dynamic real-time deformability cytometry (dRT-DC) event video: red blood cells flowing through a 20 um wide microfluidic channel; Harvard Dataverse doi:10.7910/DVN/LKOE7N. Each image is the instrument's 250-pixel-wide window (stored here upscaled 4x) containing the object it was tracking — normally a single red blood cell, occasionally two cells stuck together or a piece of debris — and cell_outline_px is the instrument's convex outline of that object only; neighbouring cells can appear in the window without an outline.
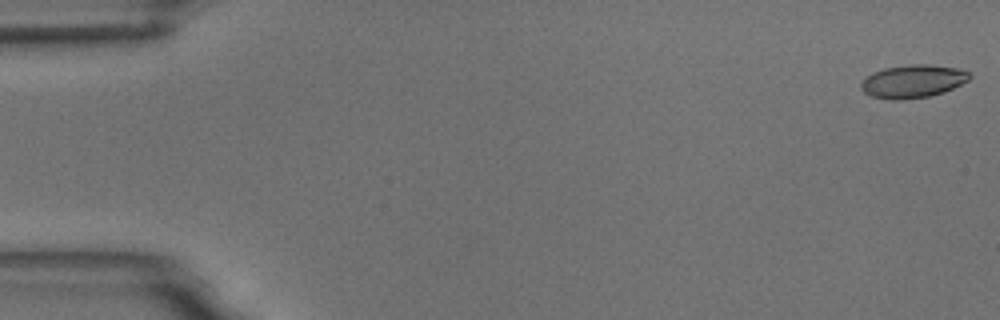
{"species": "common noctule bat (a hibernating species)", "species_latin": "Nyctalus noctula", "temperature_condition": "room temperature", "stored_images_in_passage": 55, "camera_frame_rate_fps": 3000, "um_per_image_px": 0.085, "animal": {"sex": "male", "body_mass_g": 18.8}, "frame": {"image": 1, "passage_image": 1, "time_ms": 0.0, "image_size_px": [1000, 320], "cell_outline_px": [[972, 76], [968, 80], [944, 92], [928, 96], [900, 100], [892, 100], [872, 96], [864, 92], [860, 88], [860, 84], [872, 72], [884, 68], [908, 64], [928, 64], [956, 68], [968, 72]], "centroid_in_image_um": [77.57, 6.9], "position_along_channel_um": 7.4, "area_um2": 20.75}}
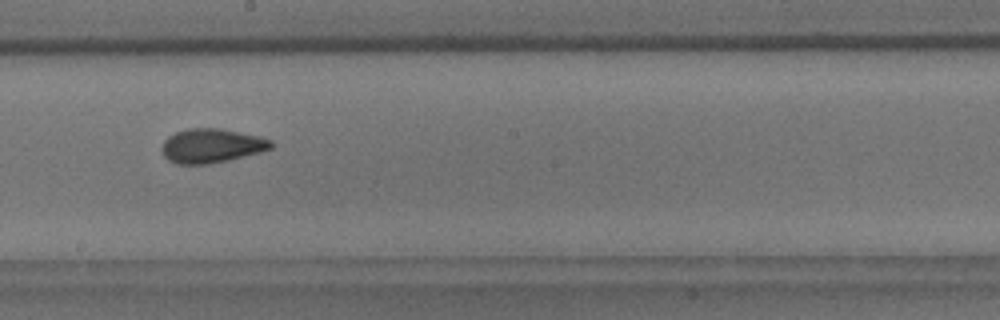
{"frame": {"image": 2, "passage_image": 31, "time_ms": 10.0, "image_size_px": [1000, 320], "cell_outline_px": [[272, 148], [260, 152], [228, 160], [208, 164], [176, 164], [168, 160], [164, 156], [164, 140], [168, 136], [176, 132], [188, 128], [220, 128], [260, 136], [272, 140]], "centroid_in_image_um": [18.0, 12.38], "position_along_channel_um": 230.2, "area_um2": 21.62}}
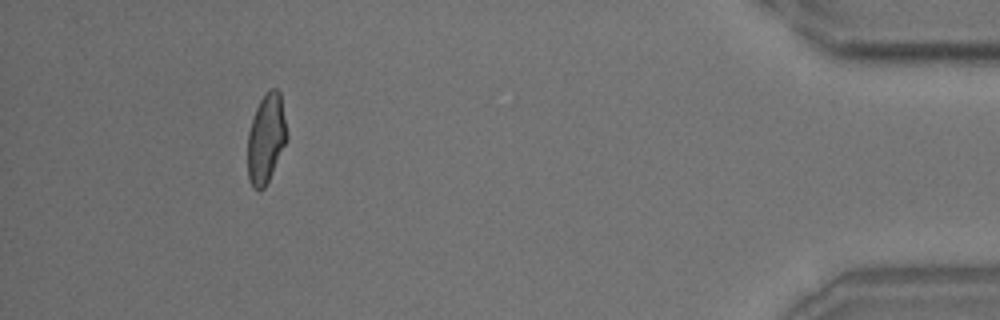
{"frame": {"image": 3, "passage_image": 51, "time_ms": 16.667, "image_size_px": [1000, 320], "cell_outline_px": [[288, 140], [264, 188], [260, 192], [252, 188], [248, 176], [248, 132], [256, 108], [260, 100], [268, 88], [276, 88], [280, 92], [288, 136]], "centroid_in_image_um": [22.62, 11.77], "position_along_channel_um": 412.6, "area_um2": 20.52}, "authors_computed_cell_mechanics": {"area_um2": 20.9236, "velocity_mm_per_s": 3.6538, "shape_relaxation_time_tau1_ms": 5.0466, "shape_relaxation_time_tau2_ms": 1.4522, "deformation_change_tau1": 0.145, "deformation_change_tau2": 0.0699}}